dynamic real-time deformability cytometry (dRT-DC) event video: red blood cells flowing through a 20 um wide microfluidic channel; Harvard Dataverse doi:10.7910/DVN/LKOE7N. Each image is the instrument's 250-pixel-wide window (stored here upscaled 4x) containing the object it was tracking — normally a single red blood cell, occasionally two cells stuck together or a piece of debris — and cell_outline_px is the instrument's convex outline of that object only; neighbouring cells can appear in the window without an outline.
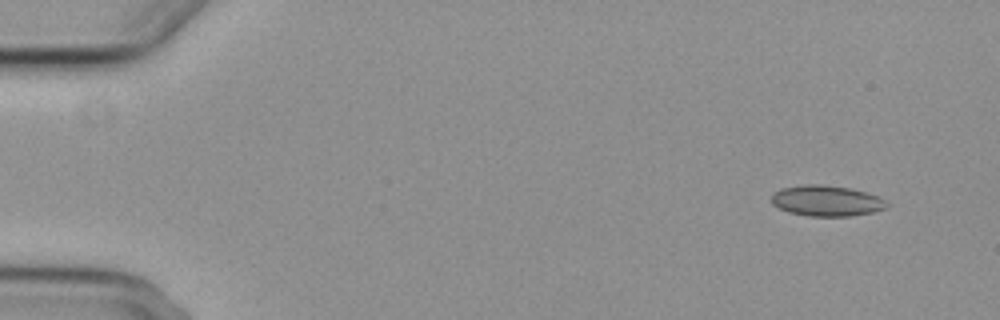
{"species": "common noctule bat (a hibernating species)", "species_latin": "Nyctalus noctula", "temperature_condition": "cold", "stored_images_in_passage": 7, "camera_frame_rate_fps": 3000, "um_per_image_px": 0.085, "animal": {"sex": "female", "body_mass_g": 29.2, "forearm_length_mm": 56.3}, "frame": {"image": 1, "passage_image": 1, "time_ms": 0.0, "image_size_px": [1000, 320], "cell_outline_px": [[888, 204], [884, 208], [872, 212], [852, 216], [808, 216], [788, 212], [772, 204], [772, 196], [780, 188], [804, 184], [820, 184], [852, 188], [880, 196]], "centroid_in_image_um": [70.26, 17.06], "position_along_channel_um": 14.7, "area_um2": 20.69}}
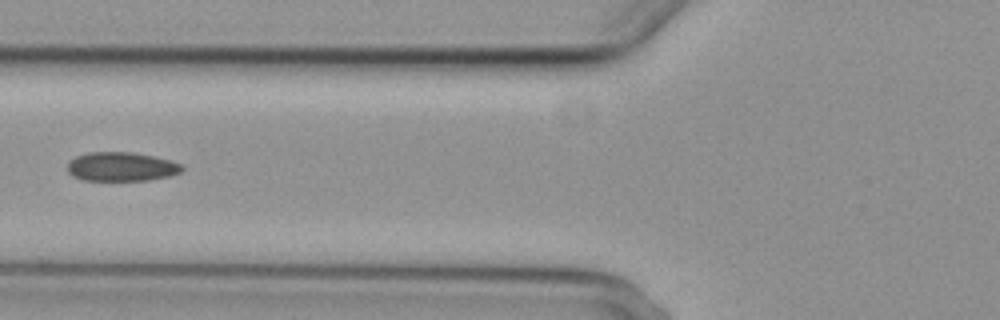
{"frame": {"image": 2, "passage_image": 6, "time_ms": 6.0, "image_size_px": [1000, 320], "cell_outline_px": [[184, 168], [180, 172], [172, 176], [148, 180], [84, 180], [72, 176], [68, 172], [68, 160], [76, 156], [92, 152], [132, 152], [172, 160], [180, 164]], "centroid_in_image_um": [10.32, 14.17], "position_along_channel_um": 115.5, "area_um2": 19.42}}
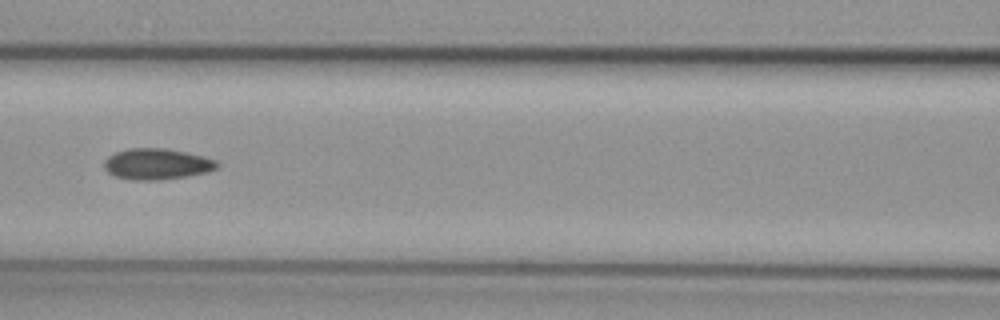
{"frame": {"image": 3, "passage_image": 7, "time_ms": 7.0, "image_size_px": [1000, 320], "cell_outline_px": [[220, 164], [216, 168], [208, 172], [188, 176], [160, 180], [132, 180], [116, 176], [108, 172], [104, 168], [104, 160], [108, 156], [116, 152], [128, 148], [164, 148], [184, 152], [216, 160]], "centroid_in_image_um": [13.32, 13.95], "position_along_channel_um": 153.3, "area_um2": 20.35}}